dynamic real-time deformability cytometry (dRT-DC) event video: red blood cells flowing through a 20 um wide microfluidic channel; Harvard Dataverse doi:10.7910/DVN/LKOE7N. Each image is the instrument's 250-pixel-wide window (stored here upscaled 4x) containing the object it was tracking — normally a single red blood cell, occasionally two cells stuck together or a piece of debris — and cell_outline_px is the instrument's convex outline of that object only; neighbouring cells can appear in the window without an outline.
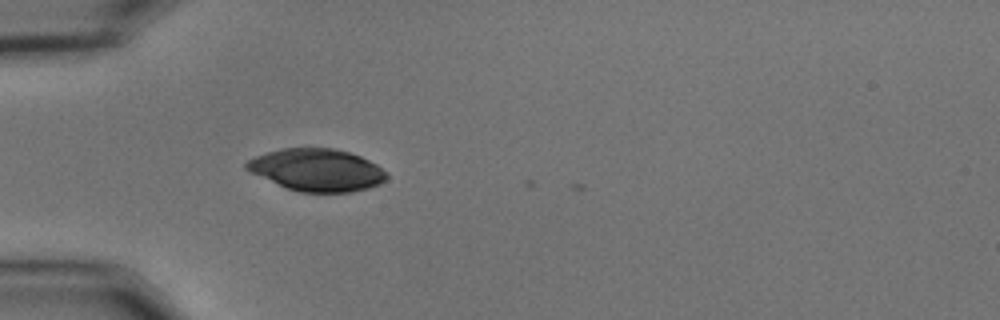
{"species": "common noctule bat (a hibernating species)", "species_latin": "Nyctalus noctula", "temperature_condition": "cold", "stored_images_in_passage": 3, "camera_frame_rate_fps": 3000, "um_per_image_px": 0.085, "animal": {"sex": "male", "body_mass_g": 15.6}, "frame": {"image": 1, "passage_image": 2, "time_ms": 0.333, "image_size_px": [1000, 320], "cell_outline_px": [[388, 180], [380, 184], [368, 188], [352, 192], [300, 192], [288, 188], [252, 172], [244, 168], [244, 164], [248, 160], [256, 156], [268, 152], [284, 148], [336, 148], [360, 156], [376, 164], [388, 176]], "centroid_in_image_um": [26.97, 14.44], "position_along_channel_um": 58.0, "area_um2": 34.16}}